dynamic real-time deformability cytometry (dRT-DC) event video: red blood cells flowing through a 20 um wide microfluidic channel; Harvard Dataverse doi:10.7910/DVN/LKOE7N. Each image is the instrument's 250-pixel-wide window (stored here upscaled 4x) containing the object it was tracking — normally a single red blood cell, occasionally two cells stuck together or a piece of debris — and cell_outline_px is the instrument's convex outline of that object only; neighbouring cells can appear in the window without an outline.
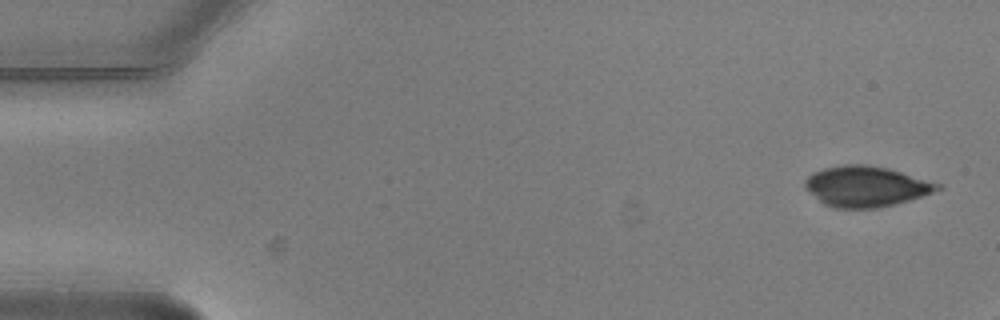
{"species": "common noctule bat (a hibernating species)", "species_latin": "Nyctalus noctula", "temperature_condition": "warm", "stored_images_in_passage": 4, "camera_frame_rate_fps": 3000, "um_per_image_px": 0.085, "animal": {"sex": "male", "body_mass_g": 20.5, "forearm_length_mm": 52.5}, "frame": {"image": 1, "passage_image": 1, "time_ms": 0.0, "image_size_px": [1000, 320], "cell_outline_px": [[944, 188], [908, 200], [876, 208], [836, 208], [824, 204], [808, 192], [804, 188], [804, 180], [812, 172], [824, 168], [844, 164], [868, 164], [888, 168], [944, 184]], "centroid_in_image_um": [73.6, 15.83], "position_along_channel_um": 11.4, "area_um2": 31.44}}